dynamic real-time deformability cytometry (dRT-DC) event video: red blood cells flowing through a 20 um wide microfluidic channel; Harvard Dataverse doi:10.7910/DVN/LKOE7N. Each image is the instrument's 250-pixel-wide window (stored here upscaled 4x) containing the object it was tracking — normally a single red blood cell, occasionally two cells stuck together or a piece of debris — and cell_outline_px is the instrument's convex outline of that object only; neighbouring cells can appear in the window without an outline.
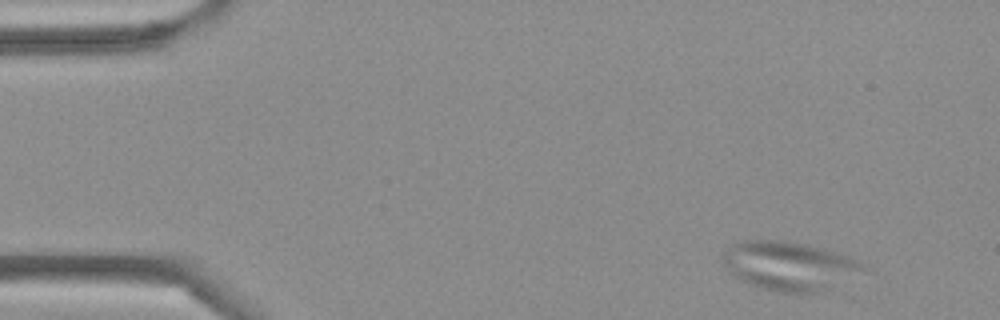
{"species": "Egyptian fruit bat (a non-hibernating species)", "species_latin": "Rousettus aegyptiacus", "temperature_condition": "cold", "stored_images_in_passage": 5, "camera_frame_rate_fps": 3000, "um_per_image_px": 0.085, "frame": {"image": 1, "passage_image": 1, "time_ms": 0.0, "image_size_px": [1000, 320], "cell_outline_px": [[868, 268], [812, 292], [780, 292], [748, 284], [740, 280], [724, 264], [724, 252], [736, 240], [780, 240], [804, 244], [836, 252], [848, 256], [864, 264]], "centroid_in_image_um": [66.98, 22.55], "position_along_channel_um": 18.0, "area_um2": 38.44}}